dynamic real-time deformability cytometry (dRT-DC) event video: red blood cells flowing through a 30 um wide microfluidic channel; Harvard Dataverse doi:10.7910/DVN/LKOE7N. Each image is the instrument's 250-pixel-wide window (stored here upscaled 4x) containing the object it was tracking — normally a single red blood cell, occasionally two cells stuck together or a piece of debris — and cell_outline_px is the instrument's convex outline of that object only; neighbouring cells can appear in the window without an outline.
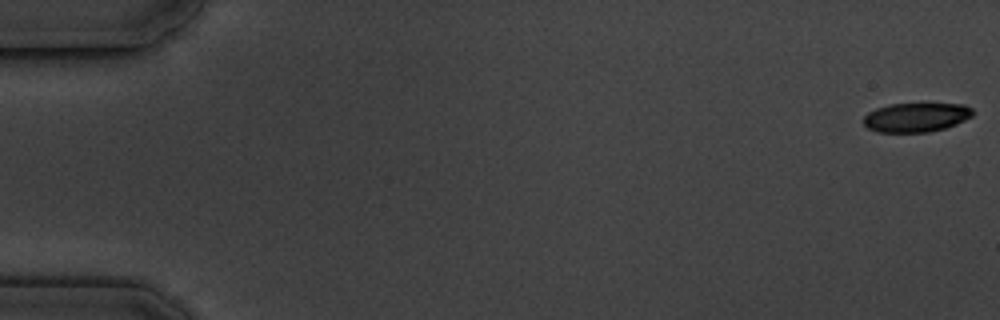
{"species": "common noctule bat (a hibernating species)", "species_latin": "Nyctalus noctula", "temperature_condition": "cold", "stored_images_in_passage": 5, "camera_frame_rate_fps": 3000, "um_per_image_px": 0.085, "animal": {"sex": "male", "body_mass_g": 19.5, "forearm_length_mm": 54.6}, "frame": {"image": 1, "passage_image": 1, "time_ms": 0.0, "image_size_px": [1000, 320], "cell_outline_px": [[972, 116], [956, 124], [944, 128], [928, 132], [876, 132], [868, 128], [864, 124], [864, 116], [868, 112], [876, 108], [888, 104], [964, 104], [972, 108]], "centroid_in_image_um": [77.84, 9.97], "position_along_channel_um": 7.2, "area_um2": 18.5}}
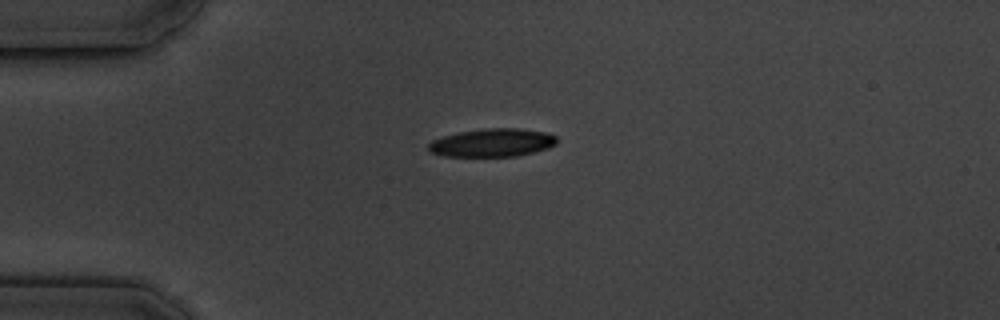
{"frame": {"image": 2, "passage_image": 5, "time_ms": 4.667, "image_size_px": [1000, 320], "cell_outline_px": [[556, 144], [548, 148], [516, 156], [444, 156], [432, 152], [428, 148], [428, 144], [432, 140], [444, 136], [460, 132], [488, 128], [516, 128], [544, 132], [556, 136]], "centroid_in_image_um": [41.84, 12.13], "position_along_channel_um": 43.2, "area_um2": 20.75}}